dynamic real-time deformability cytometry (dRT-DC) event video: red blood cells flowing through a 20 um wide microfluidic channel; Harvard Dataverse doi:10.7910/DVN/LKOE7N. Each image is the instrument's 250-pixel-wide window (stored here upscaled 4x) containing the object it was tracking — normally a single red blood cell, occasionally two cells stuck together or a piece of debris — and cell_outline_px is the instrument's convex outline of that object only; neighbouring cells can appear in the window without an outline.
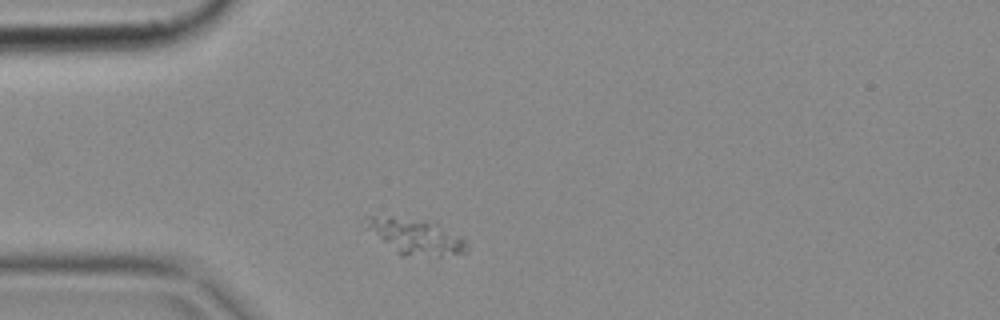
{"species": "common noctule bat (a hibernating species)", "species_latin": "Nyctalus noctula", "temperature_condition": "cold", "stored_images_in_passage": 1, "camera_frame_rate_fps": 3000, "um_per_image_px": 0.085, "animal": {"sex": "female", "body_mass_g": 18.4}, "frame": {"image": 1, "passage_image": 1, "time_ms": 0.0, "image_size_px": [1000, 320], "cell_outline_px": [[468, 248], [464, 252], [440, 256], [400, 256], [364, 228], [368, 216], [392, 216], [436, 224], [464, 240]], "centroid_in_image_um": [35.22, 20.14], "position_along_channel_um": 49.8, "area_um2": 20.4}}